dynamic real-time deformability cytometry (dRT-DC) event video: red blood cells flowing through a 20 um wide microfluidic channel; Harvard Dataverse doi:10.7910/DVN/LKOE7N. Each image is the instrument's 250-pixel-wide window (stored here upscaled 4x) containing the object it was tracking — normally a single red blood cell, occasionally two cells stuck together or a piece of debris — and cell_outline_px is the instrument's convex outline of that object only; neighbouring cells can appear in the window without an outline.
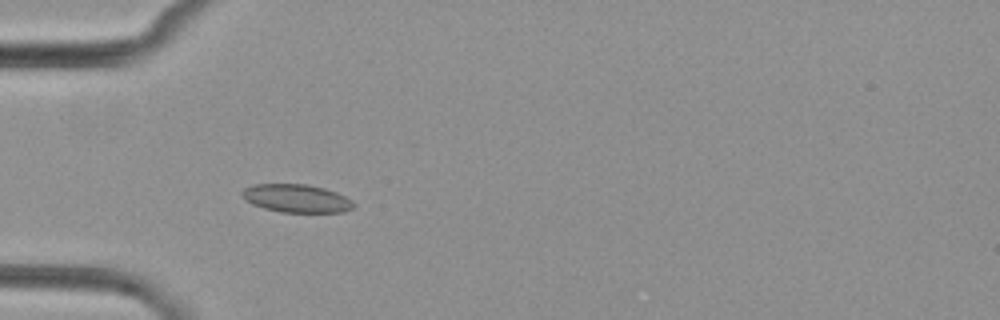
{"species": "common noctule bat (a hibernating species)", "species_latin": "Nyctalus noctula", "temperature_condition": "cold", "stored_images_in_passage": 3, "camera_frame_rate_fps": 3000, "um_per_image_px": 0.085, "animal": {"sex": "female", "body_mass_g": 29.2, "forearm_length_mm": 56.3}, "frame": {"image": 1, "passage_image": 2, "time_ms": 1.333, "image_size_px": [1000, 320], "cell_outline_px": [[356, 204], [352, 208], [344, 212], [280, 212], [264, 208], [252, 204], [244, 200], [240, 196], [240, 192], [244, 188], [256, 184], [308, 184], [324, 188], [336, 192], [352, 200]], "centroid_in_image_um": [25.17, 16.86], "position_along_channel_um": 59.8, "area_um2": 18.44}}
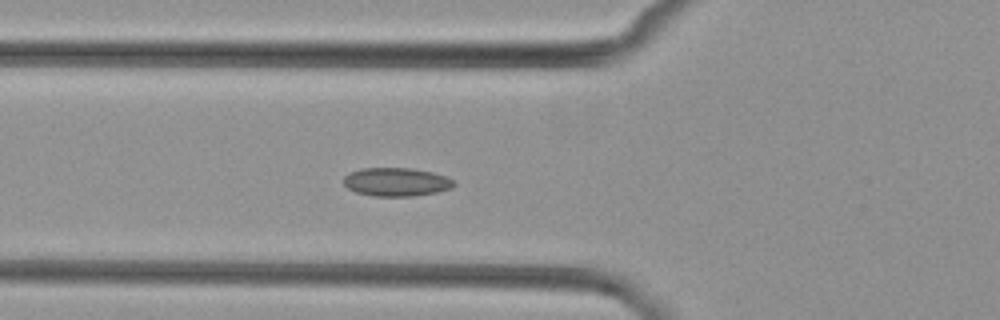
{"frame": {"image": 2, "passage_image": 3, "time_ms": 2.333, "image_size_px": [1000, 320], "cell_outline_px": [[456, 184], [452, 188], [436, 192], [412, 196], [372, 196], [356, 192], [348, 188], [344, 184], [344, 176], [348, 172], [360, 168], [412, 168], [432, 172], [444, 176], [452, 180]], "centroid_in_image_um": [33.65, 15.46], "position_along_channel_um": 92.1, "area_um2": 18.32}}